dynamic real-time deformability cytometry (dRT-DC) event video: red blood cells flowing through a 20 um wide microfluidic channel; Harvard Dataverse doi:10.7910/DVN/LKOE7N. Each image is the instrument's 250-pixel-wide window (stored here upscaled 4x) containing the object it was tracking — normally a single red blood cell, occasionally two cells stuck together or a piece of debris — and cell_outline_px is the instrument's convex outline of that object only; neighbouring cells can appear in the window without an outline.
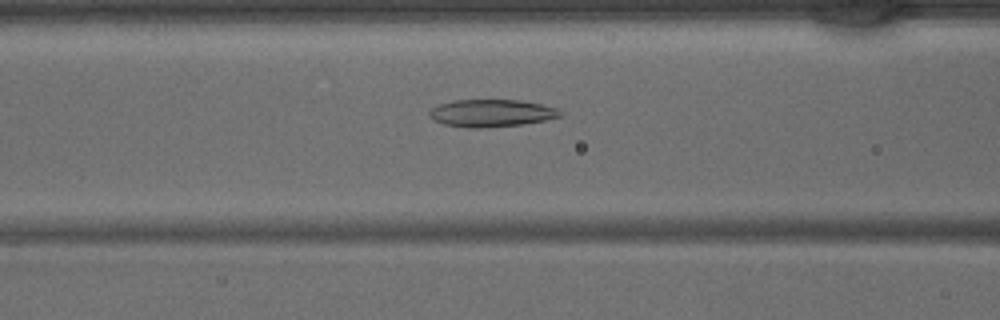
{"species": "common noctule bat (a hibernating species)", "species_latin": "Nyctalus noctula", "temperature_condition": "warm", "stored_images_in_passage": 35, "camera_frame_rate_fps": 3000, "um_per_image_px": 0.085, "animal": {"sex": "male", "body_mass_g": 15.6}, "frame": {"image": 1, "passage_image": 17, "time_ms": 5.333, "image_size_px": [1000, 320], "cell_outline_px": [[564, 116], [524, 124], [480, 128], [468, 128], [444, 124], [428, 116], [428, 112], [432, 108], [440, 104], [452, 100], [520, 100], [540, 104], [556, 108], [564, 112]], "centroid_in_image_um": [41.79, 9.61], "position_along_channel_um": 124.8, "area_um2": 20.92}}
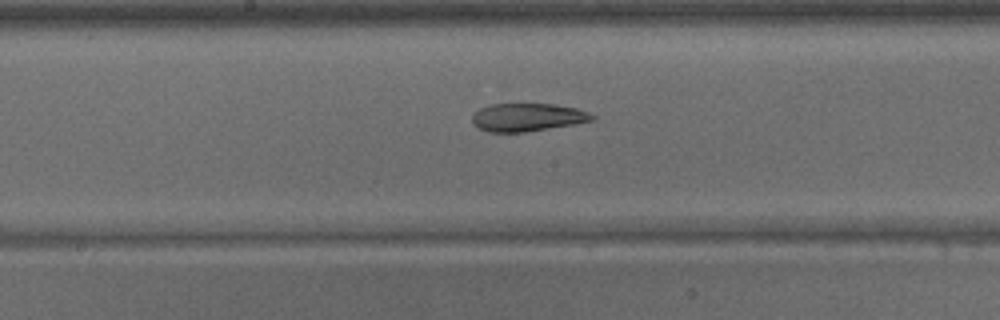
{"frame": {"image": 2, "passage_image": 22, "time_ms": 7.0, "image_size_px": [1000, 320], "cell_outline_px": [[596, 120], [524, 132], [488, 132], [472, 124], [472, 112], [488, 104], [556, 104], [576, 108], [588, 112], [596, 116]], "centroid_in_image_um": [44.8, 9.96], "position_along_channel_um": 203.4, "area_um2": 19.65}}
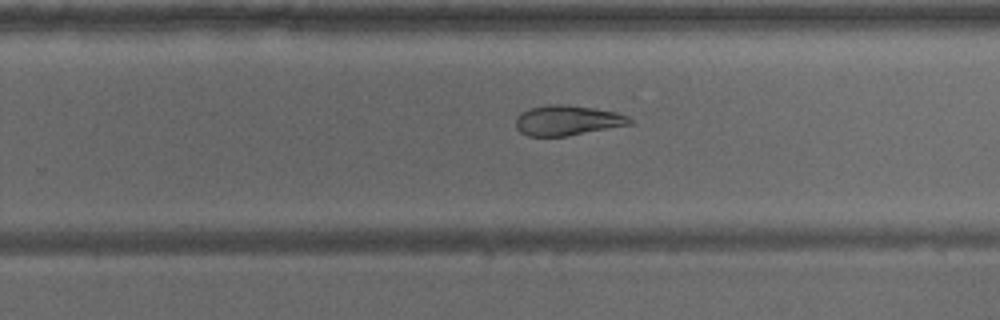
{"frame": {"image": 3, "passage_image": 27, "time_ms": 8.667, "image_size_px": [1000, 320], "cell_outline_px": [[632, 124], [568, 136], [528, 136], [520, 132], [516, 128], [516, 116], [520, 112], [528, 108], [544, 104], [564, 104], [596, 108], [616, 112], [628, 116], [632, 120]], "centroid_in_image_um": [48.2, 10.22], "position_along_channel_um": 281.6, "area_um2": 20.29}}